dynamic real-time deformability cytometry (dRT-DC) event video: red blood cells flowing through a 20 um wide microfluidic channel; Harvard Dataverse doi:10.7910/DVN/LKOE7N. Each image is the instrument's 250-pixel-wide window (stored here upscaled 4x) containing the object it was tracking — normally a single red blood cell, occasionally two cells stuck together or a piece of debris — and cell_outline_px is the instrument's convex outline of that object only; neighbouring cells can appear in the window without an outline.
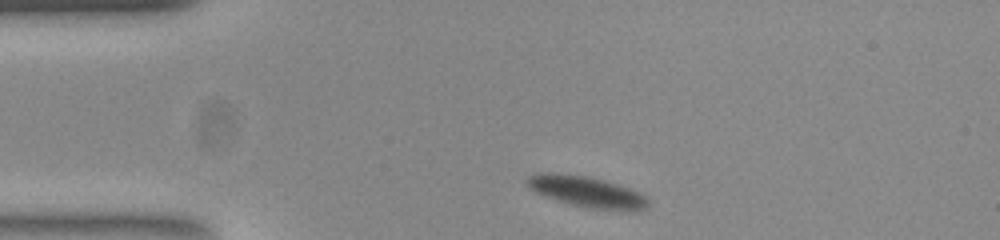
{"species": "common noctule bat (a hibernating species)", "species_latin": "Nyctalus noctula", "temperature_condition": "room temperature", "stored_images_in_passage": 41, "camera_frame_rate_fps": 3000, "um_per_image_px": 0.085, "animal": {"sex": "female", "body_mass_g": 23.0, "forearm_length_mm": 53.4}, "frame": {"image": 1, "passage_image": 1, "time_ms": 0.0, "image_size_px": [1000, 240], "cell_outline_px": [[640, 204], [636, 208], [604, 208], [576, 204], [560, 200], [540, 192], [532, 184], [532, 180], [536, 176], [568, 176], [592, 180], [608, 184], [620, 188], [636, 196], [640, 200]], "centroid_in_image_um": [49.76, 16.33], "position_along_channel_um": 35.2, "area_um2": 16.47}}
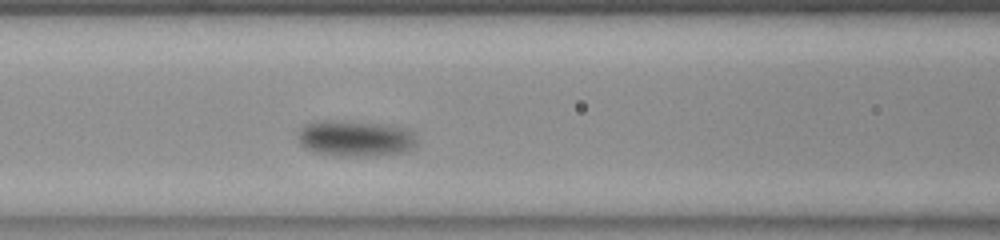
{"frame": {"image": 2, "passage_image": 13, "time_ms": 4.0, "image_size_px": [1000, 240], "cell_outline_px": [[412, 144], [404, 152], [376, 156], [332, 156], [316, 152], [308, 148], [300, 140], [300, 136], [304, 128], [312, 124], [356, 124], [388, 128], [400, 132], [408, 136], [412, 140]], "centroid_in_image_um": [30.09, 11.91], "position_along_channel_um": 136.5, "area_um2": 21.44}}
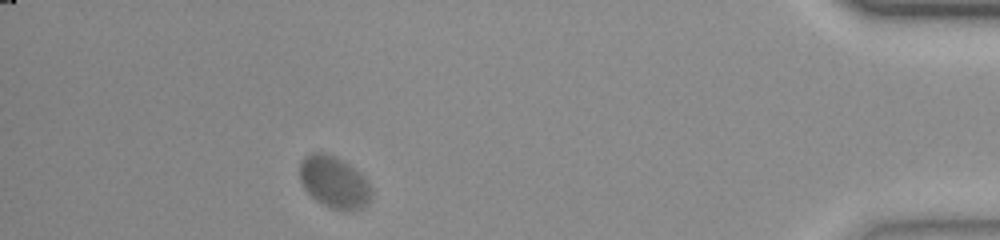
{"frame": {"image": 3, "passage_image": 41, "time_ms": 13.333, "image_size_px": [1000, 240], "cell_outline_px": [[368, 200], [356, 208], [332, 208], [316, 200], [308, 192], [300, 176], [300, 164], [308, 156], [328, 156], [352, 168], [360, 176], [368, 188]], "centroid_in_image_um": [28.32, 15.53], "position_along_channel_um": 406.9, "area_um2": 18.96}, "authors_computed_cell_mechanics": {"area_um2": 19.652, "velocity_mm_per_s": 3.5241, "shape_relaxation_time_tau1_ms": 3.0105, "shape_relaxation_time_tau2_ms": null, "deformation_change_tau1": 0.1232, "deformation_change_tau2": null}}